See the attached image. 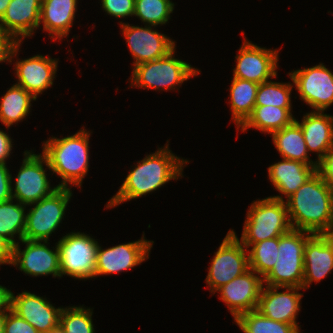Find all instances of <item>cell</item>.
Segmentation results:
<instances>
[{
	"label": "cell",
	"instance_id": "3957f363",
	"mask_svg": "<svg viewBox=\"0 0 333 333\" xmlns=\"http://www.w3.org/2000/svg\"><path fill=\"white\" fill-rule=\"evenodd\" d=\"M89 136L90 131L82 128L74 135L52 137L44 142L42 153L49 162L48 168L62 178L58 187H81L89 168Z\"/></svg>",
	"mask_w": 333,
	"mask_h": 333
},
{
	"label": "cell",
	"instance_id": "44dd1931",
	"mask_svg": "<svg viewBox=\"0 0 333 333\" xmlns=\"http://www.w3.org/2000/svg\"><path fill=\"white\" fill-rule=\"evenodd\" d=\"M15 71L18 78L16 85L31 93L36 99L39 94L53 85L58 61L49 56L35 55L16 61Z\"/></svg>",
	"mask_w": 333,
	"mask_h": 333
},
{
	"label": "cell",
	"instance_id": "7c38bea8",
	"mask_svg": "<svg viewBox=\"0 0 333 333\" xmlns=\"http://www.w3.org/2000/svg\"><path fill=\"white\" fill-rule=\"evenodd\" d=\"M120 24L122 34L126 38L133 59H135L133 67L162 58L175 48L173 40L157 30H152L151 25L139 27L122 22Z\"/></svg>",
	"mask_w": 333,
	"mask_h": 333
},
{
	"label": "cell",
	"instance_id": "7402d4cb",
	"mask_svg": "<svg viewBox=\"0 0 333 333\" xmlns=\"http://www.w3.org/2000/svg\"><path fill=\"white\" fill-rule=\"evenodd\" d=\"M317 165L284 159L268 167L269 180L288 199L315 172Z\"/></svg>",
	"mask_w": 333,
	"mask_h": 333
},
{
	"label": "cell",
	"instance_id": "60d3db41",
	"mask_svg": "<svg viewBox=\"0 0 333 333\" xmlns=\"http://www.w3.org/2000/svg\"><path fill=\"white\" fill-rule=\"evenodd\" d=\"M12 259V245L0 236V265L11 263Z\"/></svg>",
	"mask_w": 333,
	"mask_h": 333
},
{
	"label": "cell",
	"instance_id": "ab89813d",
	"mask_svg": "<svg viewBox=\"0 0 333 333\" xmlns=\"http://www.w3.org/2000/svg\"><path fill=\"white\" fill-rule=\"evenodd\" d=\"M12 150V139L6 132L0 130V163H6Z\"/></svg>",
	"mask_w": 333,
	"mask_h": 333
},
{
	"label": "cell",
	"instance_id": "74e56055",
	"mask_svg": "<svg viewBox=\"0 0 333 333\" xmlns=\"http://www.w3.org/2000/svg\"><path fill=\"white\" fill-rule=\"evenodd\" d=\"M20 44L0 30V62H12V57L17 55Z\"/></svg>",
	"mask_w": 333,
	"mask_h": 333
},
{
	"label": "cell",
	"instance_id": "6da1fadb",
	"mask_svg": "<svg viewBox=\"0 0 333 333\" xmlns=\"http://www.w3.org/2000/svg\"><path fill=\"white\" fill-rule=\"evenodd\" d=\"M292 229L333 234V191L315 172L287 200Z\"/></svg>",
	"mask_w": 333,
	"mask_h": 333
},
{
	"label": "cell",
	"instance_id": "603a6c76",
	"mask_svg": "<svg viewBox=\"0 0 333 333\" xmlns=\"http://www.w3.org/2000/svg\"><path fill=\"white\" fill-rule=\"evenodd\" d=\"M308 152H317L319 161L333 146V116L321 111L306 113L300 123Z\"/></svg>",
	"mask_w": 333,
	"mask_h": 333
},
{
	"label": "cell",
	"instance_id": "484cf974",
	"mask_svg": "<svg viewBox=\"0 0 333 333\" xmlns=\"http://www.w3.org/2000/svg\"><path fill=\"white\" fill-rule=\"evenodd\" d=\"M294 120L291 108H281L272 105L255 106L251 116L241 126V131L244 132L252 127L272 134L290 125Z\"/></svg>",
	"mask_w": 333,
	"mask_h": 333
},
{
	"label": "cell",
	"instance_id": "d6a6232c",
	"mask_svg": "<svg viewBox=\"0 0 333 333\" xmlns=\"http://www.w3.org/2000/svg\"><path fill=\"white\" fill-rule=\"evenodd\" d=\"M292 84L267 81L259 84L255 106H277L291 108Z\"/></svg>",
	"mask_w": 333,
	"mask_h": 333
},
{
	"label": "cell",
	"instance_id": "ffe728a7",
	"mask_svg": "<svg viewBox=\"0 0 333 333\" xmlns=\"http://www.w3.org/2000/svg\"><path fill=\"white\" fill-rule=\"evenodd\" d=\"M42 0H11L0 20V30L17 43L39 28Z\"/></svg>",
	"mask_w": 333,
	"mask_h": 333
},
{
	"label": "cell",
	"instance_id": "4fadbf2b",
	"mask_svg": "<svg viewBox=\"0 0 333 333\" xmlns=\"http://www.w3.org/2000/svg\"><path fill=\"white\" fill-rule=\"evenodd\" d=\"M278 50H271L254 45L244 40L236 56L233 77L261 84L277 76Z\"/></svg>",
	"mask_w": 333,
	"mask_h": 333
},
{
	"label": "cell",
	"instance_id": "83f0119b",
	"mask_svg": "<svg viewBox=\"0 0 333 333\" xmlns=\"http://www.w3.org/2000/svg\"><path fill=\"white\" fill-rule=\"evenodd\" d=\"M36 98L21 86L14 84L1 98L0 121L9 128L24 119L31 109V101Z\"/></svg>",
	"mask_w": 333,
	"mask_h": 333
},
{
	"label": "cell",
	"instance_id": "5b68a950",
	"mask_svg": "<svg viewBox=\"0 0 333 333\" xmlns=\"http://www.w3.org/2000/svg\"><path fill=\"white\" fill-rule=\"evenodd\" d=\"M312 233L291 229L279 237L278 259L264 278L268 286L302 288L304 279V249Z\"/></svg>",
	"mask_w": 333,
	"mask_h": 333
},
{
	"label": "cell",
	"instance_id": "8fae6325",
	"mask_svg": "<svg viewBox=\"0 0 333 333\" xmlns=\"http://www.w3.org/2000/svg\"><path fill=\"white\" fill-rule=\"evenodd\" d=\"M300 98L313 108L324 112L333 104V74L323 63L289 73Z\"/></svg>",
	"mask_w": 333,
	"mask_h": 333
},
{
	"label": "cell",
	"instance_id": "e0dca14e",
	"mask_svg": "<svg viewBox=\"0 0 333 333\" xmlns=\"http://www.w3.org/2000/svg\"><path fill=\"white\" fill-rule=\"evenodd\" d=\"M63 308H55L43 297L24 291L17 296L11 293V310L25 319L40 333L60 326V315Z\"/></svg>",
	"mask_w": 333,
	"mask_h": 333
},
{
	"label": "cell",
	"instance_id": "30bf717a",
	"mask_svg": "<svg viewBox=\"0 0 333 333\" xmlns=\"http://www.w3.org/2000/svg\"><path fill=\"white\" fill-rule=\"evenodd\" d=\"M25 158L17 177L15 188L11 187L12 198L23 205L32 206L33 203L50 196L58 186L51 188L43 164L49 167V162L45 155L34 154L29 151L24 152Z\"/></svg>",
	"mask_w": 333,
	"mask_h": 333
},
{
	"label": "cell",
	"instance_id": "ba28073f",
	"mask_svg": "<svg viewBox=\"0 0 333 333\" xmlns=\"http://www.w3.org/2000/svg\"><path fill=\"white\" fill-rule=\"evenodd\" d=\"M71 197V188L58 187L50 196L33 203L35 206L26 213L23 239L49 241V236L61 223Z\"/></svg>",
	"mask_w": 333,
	"mask_h": 333
},
{
	"label": "cell",
	"instance_id": "9c48e42d",
	"mask_svg": "<svg viewBox=\"0 0 333 333\" xmlns=\"http://www.w3.org/2000/svg\"><path fill=\"white\" fill-rule=\"evenodd\" d=\"M210 264L206 283L212 293L249 269L248 249L233 230L227 233Z\"/></svg>",
	"mask_w": 333,
	"mask_h": 333
},
{
	"label": "cell",
	"instance_id": "ac0fdd59",
	"mask_svg": "<svg viewBox=\"0 0 333 333\" xmlns=\"http://www.w3.org/2000/svg\"><path fill=\"white\" fill-rule=\"evenodd\" d=\"M278 288L287 289L285 292H278ZM298 287H278L265 286L263 287L257 309L262 315L274 321L292 324L298 330L299 326L296 322V316L300 310V300L303 294Z\"/></svg>",
	"mask_w": 333,
	"mask_h": 333
},
{
	"label": "cell",
	"instance_id": "f546056e",
	"mask_svg": "<svg viewBox=\"0 0 333 333\" xmlns=\"http://www.w3.org/2000/svg\"><path fill=\"white\" fill-rule=\"evenodd\" d=\"M234 321L244 333H299L294 325L269 319L256 309L240 314Z\"/></svg>",
	"mask_w": 333,
	"mask_h": 333
},
{
	"label": "cell",
	"instance_id": "5bb4252c",
	"mask_svg": "<svg viewBox=\"0 0 333 333\" xmlns=\"http://www.w3.org/2000/svg\"><path fill=\"white\" fill-rule=\"evenodd\" d=\"M26 244L25 249L21 251L19 242L12 246V265L32 276L52 274L53 277H61L60 260L58 247L51 250L47 245L48 241H31L23 239ZM47 244V245H46Z\"/></svg>",
	"mask_w": 333,
	"mask_h": 333
},
{
	"label": "cell",
	"instance_id": "ee69618b",
	"mask_svg": "<svg viewBox=\"0 0 333 333\" xmlns=\"http://www.w3.org/2000/svg\"><path fill=\"white\" fill-rule=\"evenodd\" d=\"M5 321H6V311H2L0 312V333H4Z\"/></svg>",
	"mask_w": 333,
	"mask_h": 333
},
{
	"label": "cell",
	"instance_id": "4316f807",
	"mask_svg": "<svg viewBox=\"0 0 333 333\" xmlns=\"http://www.w3.org/2000/svg\"><path fill=\"white\" fill-rule=\"evenodd\" d=\"M259 84L233 77L230 87V102L232 119L237 125V130L251 116L255 103Z\"/></svg>",
	"mask_w": 333,
	"mask_h": 333
},
{
	"label": "cell",
	"instance_id": "836d02e7",
	"mask_svg": "<svg viewBox=\"0 0 333 333\" xmlns=\"http://www.w3.org/2000/svg\"><path fill=\"white\" fill-rule=\"evenodd\" d=\"M60 326L65 333H95L92 323V310L83 306L63 308Z\"/></svg>",
	"mask_w": 333,
	"mask_h": 333
},
{
	"label": "cell",
	"instance_id": "4dcf8cb0",
	"mask_svg": "<svg viewBox=\"0 0 333 333\" xmlns=\"http://www.w3.org/2000/svg\"><path fill=\"white\" fill-rule=\"evenodd\" d=\"M279 237L252 244L248 250L249 268L264 279L278 259Z\"/></svg>",
	"mask_w": 333,
	"mask_h": 333
},
{
	"label": "cell",
	"instance_id": "8d00e7d4",
	"mask_svg": "<svg viewBox=\"0 0 333 333\" xmlns=\"http://www.w3.org/2000/svg\"><path fill=\"white\" fill-rule=\"evenodd\" d=\"M316 172L333 191V146L318 161Z\"/></svg>",
	"mask_w": 333,
	"mask_h": 333
},
{
	"label": "cell",
	"instance_id": "cb8c5ba5",
	"mask_svg": "<svg viewBox=\"0 0 333 333\" xmlns=\"http://www.w3.org/2000/svg\"><path fill=\"white\" fill-rule=\"evenodd\" d=\"M77 2V0H42L39 26L43 23V30L49 32L53 41L68 36L77 11Z\"/></svg>",
	"mask_w": 333,
	"mask_h": 333
},
{
	"label": "cell",
	"instance_id": "52a82bcc",
	"mask_svg": "<svg viewBox=\"0 0 333 333\" xmlns=\"http://www.w3.org/2000/svg\"><path fill=\"white\" fill-rule=\"evenodd\" d=\"M98 242L79 232L68 233L57 243L60 260V275L78 279L96 277Z\"/></svg>",
	"mask_w": 333,
	"mask_h": 333
},
{
	"label": "cell",
	"instance_id": "d590c367",
	"mask_svg": "<svg viewBox=\"0 0 333 333\" xmlns=\"http://www.w3.org/2000/svg\"><path fill=\"white\" fill-rule=\"evenodd\" d=\"M4 333H40L11 309L6 311Z\"/></svg>",
	"mask_w": 333,
	"mask_h": 333
},
{
	"label": "cell",
	"instance_id": "7a4b0ae2",
	"mask_svg": "<svg viewBox=\"0 0 333 333\" xmlns=\"http://www.w3.org/2000/svg\"><path fill=\"white\" fill-rule=\"evenodd\" d=\"M168 145L138 162L129 172L118 192L108 201L106 208L139 198L157 190L170 180L181 177L183 164H188V161L175 156Z\"/></svg>",
	"mask_w": 333,
	"mask_h": 333
},
{
	"label": "cell",
	"instance_id": "f6af8a7d",
	"mask_svg": "<svg viewBox=\"0 0 333 333\" xmlns=\"http://www.w3.org/2000/svg\"><path fill=\"white\" fill-rule=\"evenodd\" d=\"M48 333H65V331L61 328V326L49 331Z\"/></svg>",
	"mask_w": 333,
	"mask_h": 333
},
{
	"label": "cell",
	"instance_id": "1f68e13d",
	"mask_svg": "<svg viewBox=\"0 0 333 333\" xmlns=\"http://www.w3.org/2000/svg\"><path fill=\"white\" fill-rule=\"evenodd\" d=\"M174 3L170 0H135L134 16L151 25H163L170 19Z\"/></svg>",
	"mask_w": 333,
	"mask_h": 333
},
{
	"label": "cell",
	"instance_id": "d6986e66",
	"mask_svg": "<svg viewBox=\"0 0 333 333\" xmlns=\"http://www.w3.org/2000/svg\"><path fill=\"white\" fill-rule=\"evenodd\" d=\"M333 270V234H312L304 249V279L302 288L307 289Z\"/></svg>",
	"mask_w": 333,
	"mask_h": 333
},
{
	"label": "cell",
	"instance_id": "e575fe53",
	"mask_svg": "<svg viewBox=\"0 0 333 333\" xmlns=\"http://www.w3.org/2000/svg\"><path fill=\"white\" fill-rule=\"evenodd\" d=\"M104 11L114 17L122 18L133 16L135 11V0H102Z\"/></svg>",
	"mask_w": 333,
	"mask_h": 333
},
{
	"label": "cell",
	"instance_id": "f1b7e54d",
	"mask_svg": "<svg viewBox=\"0 0 333 333\" xmlns=\"http://www.w3.org/2000/svg\"><path fill=\"white\" fill-rule=\"evenodd\" d=\"M13 198L0 203V236L12 246L16 245L14 235L18 234L19 241L23 240L26 227V205L13 203Z\"/></svg>",
	"mask_w": 333,
	"mask_h": 333
},
{
	"label": "cell",
	"instance_id": "d4e9b609",
	"mask_svg": "<svg viewBox=\"0 0 333 333\" xmlns=\"http://www.w3.org/2000/svg\"><path fill=\"white\" fill-rule=\"evenodd\" d=\"M272 140L282 158L300 161L308 165H318L309 158L303 131L294 120L290 125L272 133Z\"/></svg>",
	"mask_w": 333,
	"mask_h": 333
},
{
	"label": "cell",
	"instance_id": "9a60e30c",
	"mask_svg": "<svg viewBox=\"0 0 333 333\" xmlns=\"http://www.w3.org/2000/svg\"><path fill=\"white\" fill-rule=\"evenodd\" d=\"M143 237L135 242L119 244L107 249L98 246L96 257L97 275H108L132 269L149 258L153 241L145 240Z\"/></svg>",
	"mask_w": 333,
	"mask_h": 333
},
{
	"label": "cell",
	"instance_id": "2e32d148",
	"mask_svg": "<svg viewBox=\"0 0 333 333\" xmlns=\"http://www.w3.org/2000/svg\"><path fill=\"white\" fill-rule=\"evenodd\" d=\"M263 283L264 279L249 268L217 291L235 319L242 313L257 309Z\"/></svg>",
	"mask_w": 333,
	"mask_h": 333
},
{
	"label": "cell",
	"instance_id": "8992f818",
	"mask_svg": "<svg viewBox=\"0 0 333 333\" xmlns=\"http://www.w3.org/2000/svg\"><path fill=\"white\" fill-rule=\"evenodd\" d=\"M174 52L175 48L162 58L135 66L131 76L132 86L172 90L200 73L185 61L174 58Z\"/></svg>",
	"mask_w": 333,
	"mask_h": 333
},
{
	"label": "cell",
	"instance_id": "7bdbcfd3",
	"mask_svg": "<svg viewBox=\"0 0 333 333\" xmlns=\"http://www.w3.org/2000/svg\"><path fill=\"white\" fill-rule=\"evenodd\" d=\"M11 0H0V20L4 16Z\"/></svg>",
	"mask_w": 333,
	"mask_h": 333
},
{
	"label": "cell",
	"instance_id": "f35d334b",
	"mask_svg": "<svg viewBox=\"0 0 333 333\" xmlns=\"http://www.w3.org/2000/svg\"><path fill=\"white\" fill-rule=\"evenodd\" d=\"M12 175L6 167V163H0V203L12 199Z\"/></svg>",
	"mask_w": 333,
	"mask_h": 333
},
{
	"label": "cell",
	"instance_id": "b9f144b4",
	"mask_svg": "<svg viewBox=\"0 0 333 333\" xmlns=\"http://www.w3.org/2000/svg\"><path fill=\"white\" fill-rule=\"evenodd\" d=\"M11 290L0 285V312L11 309Z\"/></svg>",
	"mask_w": 333,
	"mask_h": 333
},
{
	"label": "cell",
	"instance_id": "277c9868",
	"mask_svg": "<svg viewBox=\"0 0 333 333\" xmlns=\"http://www.w3.org/2000/svg\"><path fill=\"white\" fill-rule=\"evenodd\" d=\"M283 197L271 196L254 201L250 206L241 235V243L252 244L280 237L292 229L287 204Z\"/></svg>",
	"mask_w": 333,
	"mask_h": 333
}]
</instances>
